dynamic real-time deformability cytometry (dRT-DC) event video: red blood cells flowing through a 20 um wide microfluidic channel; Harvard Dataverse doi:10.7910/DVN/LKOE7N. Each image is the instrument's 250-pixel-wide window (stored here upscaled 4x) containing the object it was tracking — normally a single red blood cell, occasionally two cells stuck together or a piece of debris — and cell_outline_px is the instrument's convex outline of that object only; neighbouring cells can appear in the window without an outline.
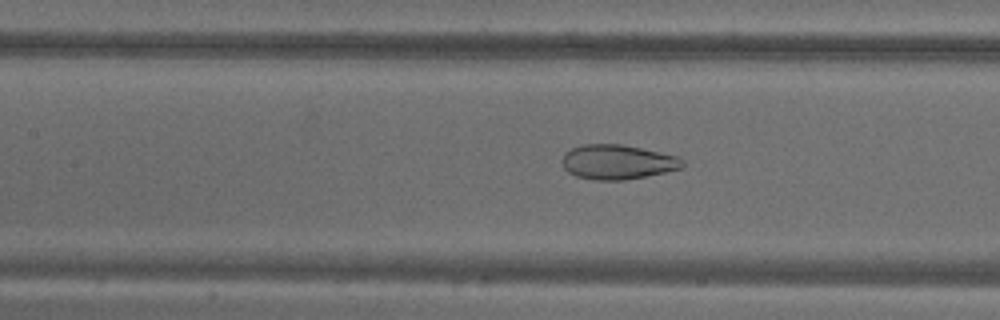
{"species": "common noctule bat (a hibernating species)", "species_latin": "Nyctalus noctula", "temperature_condition": "warm", "stored_images_in_passage": 56, "camera_frame_rate_fps": 3000, "um_per_image_px": 0.085, "animal": {"sex": "male", "body_mass_g": 18.8}, "frame": {"image": 1, "passage_image": 25, "time_ms": 8.0, "image_size_px": [1000, 320], "cell_outline_px": [[684, 164], [680, 168], [664, 172], [624, 180], [596, 180], [576, 176], [568, 172], [564, 168], [564, 152], [572, 148], [584, 144], [620, 144], [660, 152], [676, 156], [684, 160]], "centroid_in_image_um": [52.48, 13.77], "position_along_channel_um": 154.9, "area_um2": 23.93}}
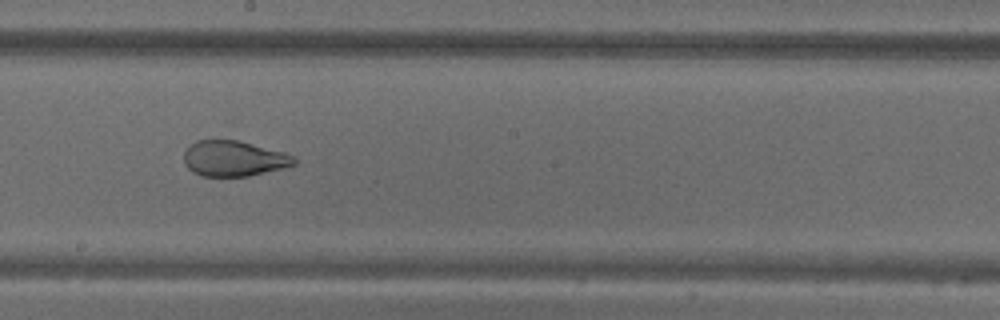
{"frame": {"image": 2, "passage_image": 31, "time_ms": 10.0, "image_size_px": [1000, 320], "cell_outline_px": [[296, 164], [248, 176], [204, 176], [192, 172], [184, 164], [184, 152], [196, 140], [236, 140], [284, 152], [292, 156], [296, 160]], "centroid_in_image_um": [19.83, 13.47], "position_along_channel_um": 228.4, "area_um2": 22.48}}
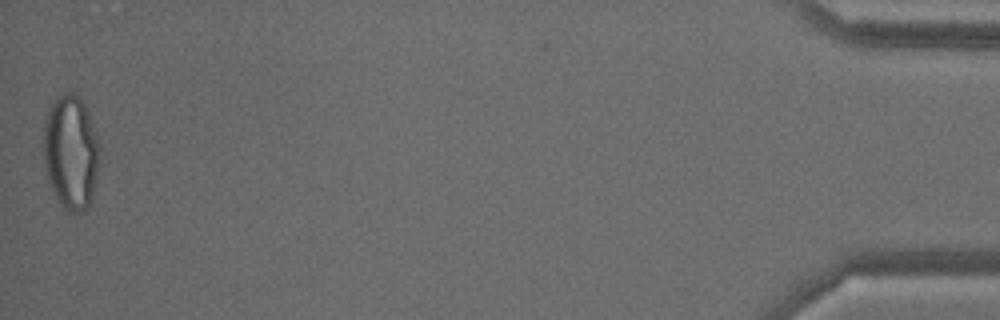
{"frame": {"image": 3, "passage_image": 55, "time_ms": 18.0, "image_size_px": [1000, 320], "cell_outline_px": [[100, 164], [92, 196], [88, 204], [80, 212], [68, 212], [60, 204], [48, 180], [44, 164], [40, 144], [44, 120], [52, 104], [60, 96], [68, 92], [76, 92], [80, 96], [96, 128], [100, 148]], "centroid_in_image_um": [6.01, 12.9], "position_along_channel_um": 429.2, "area_um2": 38.21}}